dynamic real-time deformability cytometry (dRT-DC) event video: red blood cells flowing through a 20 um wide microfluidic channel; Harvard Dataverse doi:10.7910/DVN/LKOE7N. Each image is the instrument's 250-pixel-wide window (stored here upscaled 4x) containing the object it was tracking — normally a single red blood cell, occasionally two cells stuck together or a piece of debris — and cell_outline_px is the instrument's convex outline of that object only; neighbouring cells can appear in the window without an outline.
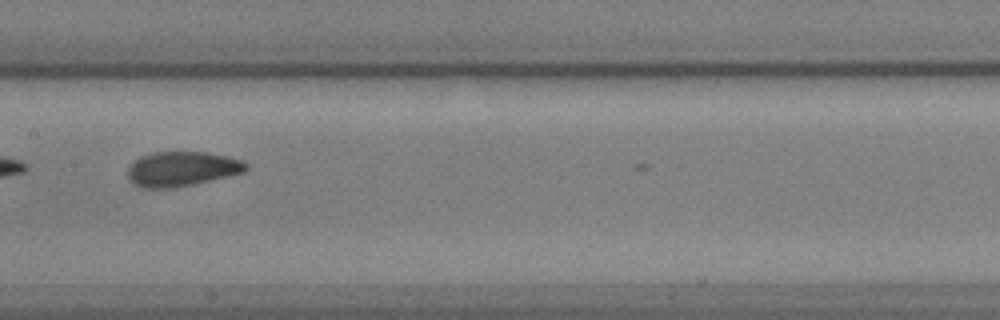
{"species": "common noctule bat (a hibernating species)", "species_latin": "Nyctalus noctula", "temperature_condition": "warm", "stored_images_in_passage": 21, "camera_frame_rate_fps": 3000, "um_per_image_px": 0.085, "animal": {"sex": "male", "body_mass_g": 17.9, "forearm_length_mm": 54.2}, "frame": {"image": 1, "passage_image": 12, "time_ms": 3.667, "image_size_px": [1000, 320], "cell_outline_px": [[248, 168], [244, 172], [192, 184], [172, 188], [144, 188], [136, 184], [128, 176], [128, 168], [140, 156], [156, 152], [208, 152], [228, 156], [240, 160], [248, 164]], "centroid_in_image_um": [15.48, 14.34], "position_along_channel_um": 191.9, "area_um2": 23.58}}
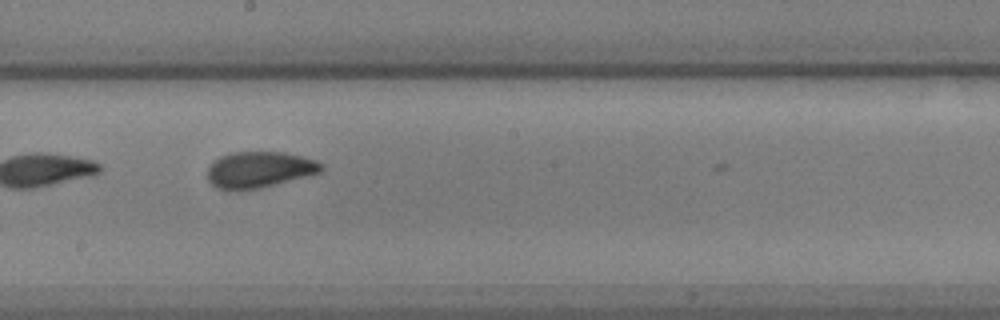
{"frame": {"image": 2, "passage_image": 15, "time_ms": 4.667, "image_size_px": [1000, 320], "cell_outline_px": [[324, 168], [320, 172], [260, 188], [236, 192], [228, 192], [216, 188], [208, 180], [208, 168], [212, 160], [228, 152], [284, 152], [316, 160], [324, 164]], "centroid_in_image_um": [21.97, 14.43], "position_along_channel_um": 226.2, "area_um2": 24.39}}